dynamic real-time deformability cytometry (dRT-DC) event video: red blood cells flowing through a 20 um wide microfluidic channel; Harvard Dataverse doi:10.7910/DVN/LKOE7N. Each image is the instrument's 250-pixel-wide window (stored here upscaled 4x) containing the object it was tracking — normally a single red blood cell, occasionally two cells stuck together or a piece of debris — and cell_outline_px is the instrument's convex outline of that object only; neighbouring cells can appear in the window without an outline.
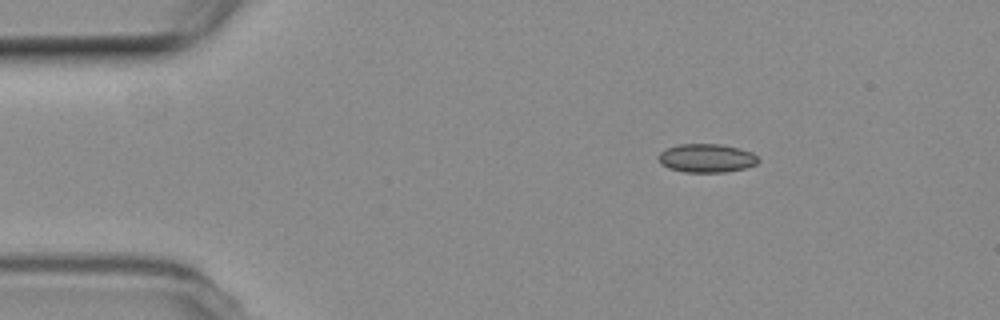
{"species": "common noctule bat (a hibernating species)", "species_latin": "Nyctalus noctula", "temperature_condition": "room temperature", "stored_images_in_passage": 47, "camera_frame_rate_fps": 3000, "um_per_image_px": 0.085, "animal": {"sex": "female", "body_mass_g": 19.3, "forearm_length_mm": 54.1}, "frame": {"image": 1, "passage_image": 1, "time_ms": 0.0, "image_size_px": [1000, 320], "cell_outline_px": [[760, 160], [756, 164], [744, 168], [724, 172], [684, 172], [668, 168], [660, 164], [660, 152], [668, 148], [680, 144], [720, 144], [740, 148], [752, 152]], "centroid_in_image_um": [60.07, 13.44], "position_along_channel_um": 24.9, "area_um2": 16.53}}
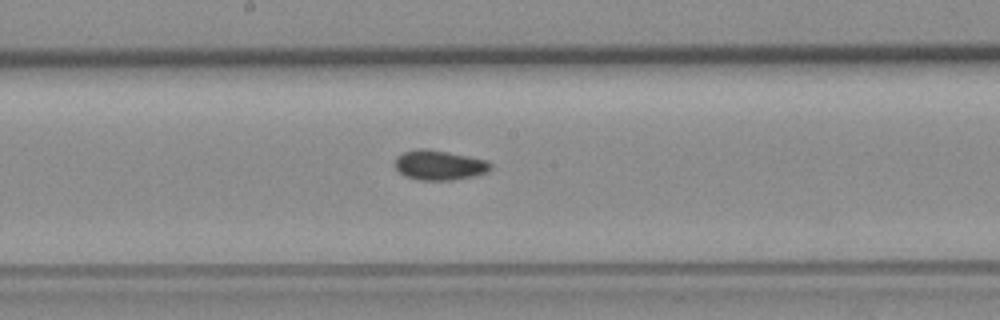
{"frame": {"image": 2, "passage_image": 21, "time_ms": 6.667, "image_size_px": [1000, 320], "cell_outline_px": [[492, 168], [488, 172], [476, 176], [452, 180], [420, 180], [404, 176], [396, 168], [396, 156], [404, 152], [420, 148], [424, 148], [448, 152], [488, 160], [492, 164]], "centroid_in_image_um": [37.38, 14.04], "position_along_channel_um": 210.8, "area_um2": 16.7}}
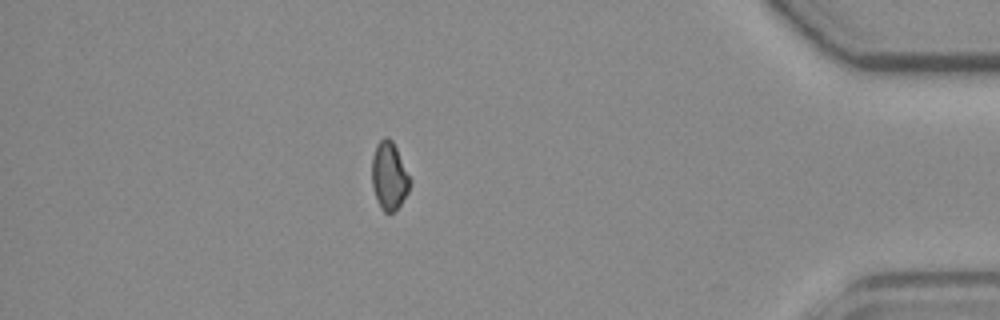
{"frame": {"image": 3, "passage_image": 40, "time_ms": 13.0, "image_size_px": [1000, 320], "cell_outline_px": [[412, 180], [408, 192], [400, 204], [392, 212], [384, 212], [380, 208], [372, 184], [372, 156], [376, 144], [384, 136], [388, 136], [392, 140]], "centroid_in_image_um": [33.08, 14.92], "position_along_channel_um": 402.1, "area_um2": 15.03}, "authors_computed_cell_mechanics": {"area_um2": 16.1262, "velocity_mm_per_s": 3.7681, "shape_relaxation_time_tau1_ms": null, "shape_relaxation_time_tau2_ms": 5.869, "deformation_change_tau1": null, "deformation_change_tau2": 0.0847}}